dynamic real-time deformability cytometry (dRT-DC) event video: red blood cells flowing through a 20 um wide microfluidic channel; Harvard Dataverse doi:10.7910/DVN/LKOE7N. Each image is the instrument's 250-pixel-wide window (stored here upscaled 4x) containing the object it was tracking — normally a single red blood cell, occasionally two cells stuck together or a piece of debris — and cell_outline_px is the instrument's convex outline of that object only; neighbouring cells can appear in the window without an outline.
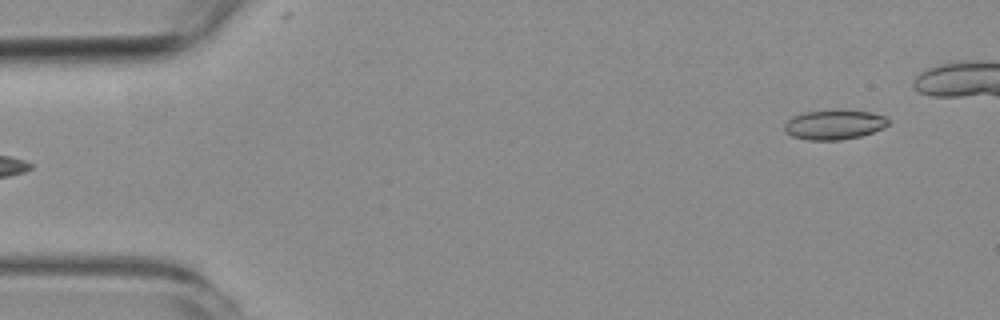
{"species": "common noctule bat (a hibernating species)", "species_latin": "Nyctalus noctula", "temperature_condition": "room temperature", "stored_images_in_passage": 4, "camera_frame_rate_fps": 3000, "um_per_image_px": 0.085, "animal": {"sex": "female", "body_mass_g": 19.3, "forearm_length_mm": 54.1}, "frame": {"image": 1, "passage_image": 4, "time_ms": 4.333, "image_size_px": [1000, 320], "cell_outline_px": [[888, 124], [884, 128], [860, 136], [840, 140], [808, 140], [792, 136], [784, 132], [784, 124], [792, 116], [804, 112], [872, 112], [884, 116], [888, 120]], "centroid_in_image_um": [70.87, 10.63], "position_along_channel_um": 14.1, "area_um2": 17.4}}